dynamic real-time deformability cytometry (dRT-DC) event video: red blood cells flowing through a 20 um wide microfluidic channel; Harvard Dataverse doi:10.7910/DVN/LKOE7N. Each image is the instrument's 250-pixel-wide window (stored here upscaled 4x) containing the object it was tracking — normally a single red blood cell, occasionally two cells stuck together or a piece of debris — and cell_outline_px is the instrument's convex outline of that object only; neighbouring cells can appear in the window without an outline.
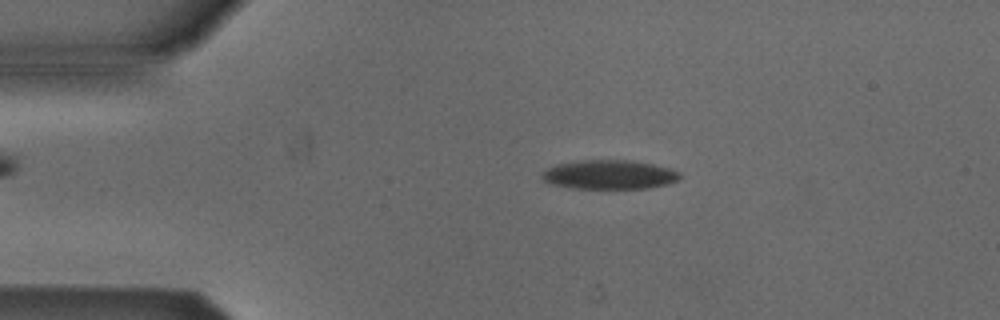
{"species": "Egyptian fruit bat (a non-hibernating species)", "species_latin": "Rousettus aegyptiacus", "temperature_condition": "cold", "stored_images_in_passage": 4, "camera_frame_rate_fps": 3000, "um_per_image_px": 0.085, "animal": {"sex": "male"}, "frame": {"image": 1, "passage_image": 3, "time_ms": 2.333, "image_size_px": [1000, 320], "cell_outline_px": [[684, 176], [680, 180], [668, 184], [648, 188], [576, 188], [556, 184], [544, 180], [540, 176], [540, 172], [556, 164], [580, 160], [632, 160], [652, 164], [668, 168], [680, 172]], "centroid_in_image_um": [51.84, 14.83], "position_along_channel_um": 33.2, "area_um2": 23.41}}